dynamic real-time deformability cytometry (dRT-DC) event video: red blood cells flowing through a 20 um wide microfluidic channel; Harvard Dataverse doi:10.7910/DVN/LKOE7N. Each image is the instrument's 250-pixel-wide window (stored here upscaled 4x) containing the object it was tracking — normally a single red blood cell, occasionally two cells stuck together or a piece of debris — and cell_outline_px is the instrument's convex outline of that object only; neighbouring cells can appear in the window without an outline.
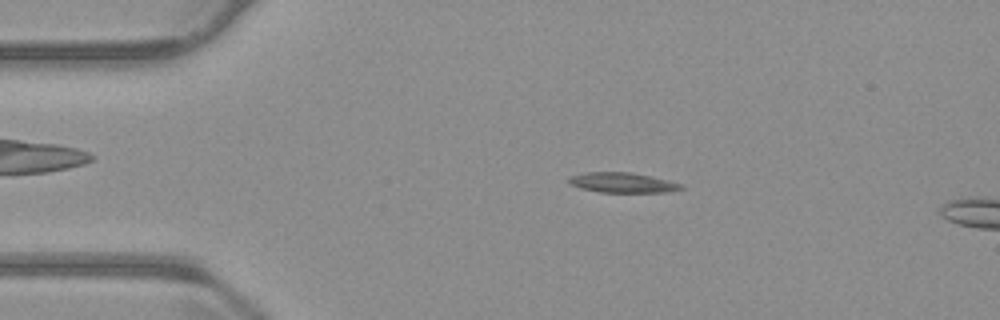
{"species": "common noctule bat (a hibernating species)", "species_latin": "Nyctalus noctula", "temperature_condition": "warm", "stored_images_in_passage": 14, "camera_frame_rate_fps": 3000, "um_per_image_px": 0.085, "animal": {"sex": "male", "body_mass_g": 23.1, "forearm_length_mm": 52.7}, "frame": {"image": 1, "passage_image": 10, "time_ms": 3.0, "image_size_px": [1000, 320], "cell_outline_px": [[684, 188], [668, 192], [600, 192], [580, 188], [568, 184], [568, 176], [584, 172], [628, 172], [668, 180], [684, 184]], "centroid_in_image_um": [52.87, 15.52], "position_along_channel_um": 32.1, "area_um2": 13.18}}